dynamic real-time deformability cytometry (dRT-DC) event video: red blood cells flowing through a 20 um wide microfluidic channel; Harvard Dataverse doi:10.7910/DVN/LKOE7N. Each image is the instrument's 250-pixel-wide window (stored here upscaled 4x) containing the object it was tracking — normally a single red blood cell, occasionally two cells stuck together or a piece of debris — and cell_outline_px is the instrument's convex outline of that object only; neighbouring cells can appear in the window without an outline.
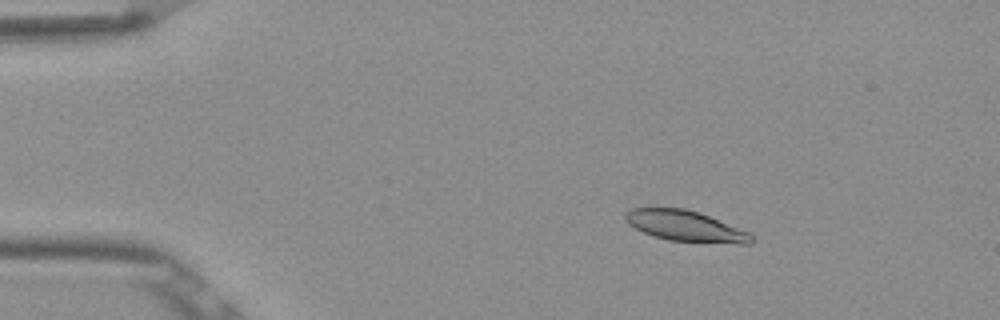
{"species": "Egyptian fruit bat (a non-hibernating species)", "species_latin": "Rousettus aegyptiacus", "temperature_condition": "room temperature", "stored_images_in_passage": 52, "camera_frame_rate_fps": 3000, "um_per_image_px": 0.085, "frame": {"image": 1, "passage_image": 8, "time_ms": 2.333, "image_size_px": [1000, 320], "cell_outline_px": [[752, 244], [740, 244], [668, 240], [644, 232], [628, 224], [624, 220], [624, 212], [632, 208], [684, 208], [708, 216], [748, 232], [752, 236]], "centroid_in_image_um": [58.22, 19.21], "position_along_channel_um": 26.8, "area_um2": 22.2}}
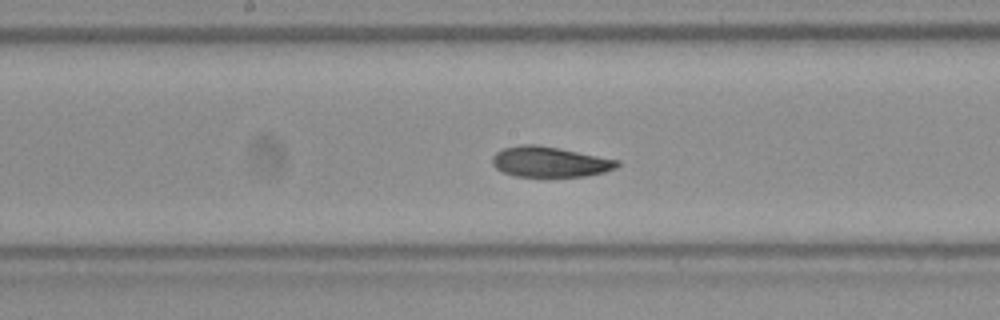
{"frame": {"image": 2, "passage_image": 27, "time_ms": 8.667, "image_size_px": [1000, 320], "cell_outline_px": [[620, 164], [616, 168], [604, 172], [584, 176], [516, 176], [504, 172], [496, 168], [492, 164], [492, 156], [496, 152], [504, 148], [520, 144], [536, 144], [560, 148], [620, 160]], "centroid_in_image_um": [46.74, 13.74], "position_along_channel_um": 201.5, "area_um2": 22.14}}
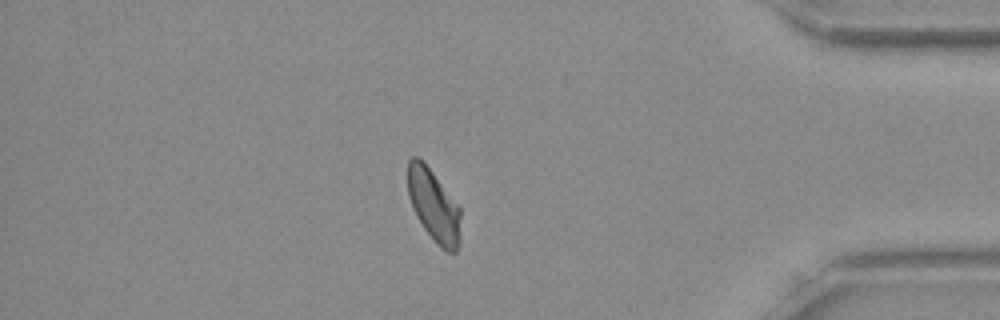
{"frame": {"image": 3, "passage_image": 45, "time_ms": 14.667, "image_size_px": [1000, 320], "cell_outline_px": [[460, 236], [456, 252], [448, 252], [424, 228], [416, 216], [412, 208], [408, 196], [408, 160], [412, 156], [416, 156], [432, 172], [460, 208]], "centroid_in_image_um": [36.85, 17.45], "position_along_channel_um": 398.3, "area_um2": 21.56}, "authors_computed_cell_mechanics": {"area_um2": 22.542, "velocity_mm_per_s": 3.8423, "shape_relaxation_time_tau1_ms": 3.2364, "shape_relaxation_time_tau2_ms": 1.6875, "deformation_change_tau1": 0.12, "deformation_change_tau2": 0.0534}}